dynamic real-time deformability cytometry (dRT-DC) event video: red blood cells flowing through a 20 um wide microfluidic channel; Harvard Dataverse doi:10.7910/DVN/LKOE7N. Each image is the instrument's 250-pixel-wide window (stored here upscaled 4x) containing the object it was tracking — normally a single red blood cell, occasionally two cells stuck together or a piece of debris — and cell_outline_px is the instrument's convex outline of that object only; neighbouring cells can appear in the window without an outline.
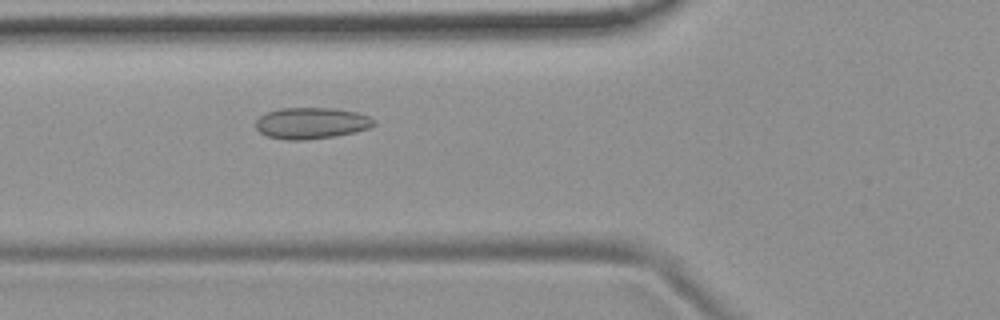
{"species": "common noctule bat (a hibernating species)", "species_latin": "Nyctalus noctula", "temperature_condition": "room temperature", "stored_images_in_passage": 37, "camera_frame_rate_fps": 3000, "um_per_image_px": 0.085, "animal": {"sex": "female", "body_mass_g": 19.9}, "frame": {"image": 1, "passage_image": 3, "time_ms": 0.667, "image_size_px": [1000, 320], "cell_outline_px": [[376, 124], [372, 128], [332, 136], [308, 140], [284, 140], [268, 136], [260, 132], [256, 128], [256, 120], [260, 116], [268, 112], [280, 108], [336, 108], [356, 112], [368, 116], [376, 120]], "centroid_in_image_um": [26.48, 10.46], "position_along_channel_um": 99.3, "area_um2": 21.62}}
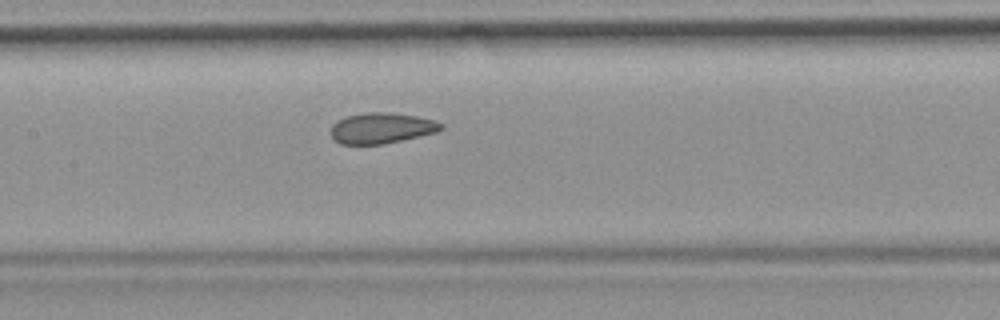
{"frame": {"image": 2, "passage_image": 9, "time_ms": 2.667, "image_size_px": [1000, 320], "cell_outline_px": [[444, 128], [436, 132], [384, 144], [340, 144], [332, 136], [332, 124], [348, 116], [364, 112], [392, 112], [416, 116], [436, 120], [444, 124]], "centroid_in_image_um": [32.48, 10.88], "position_along_channel_um": 174.9, "area_um2": 19.65}}
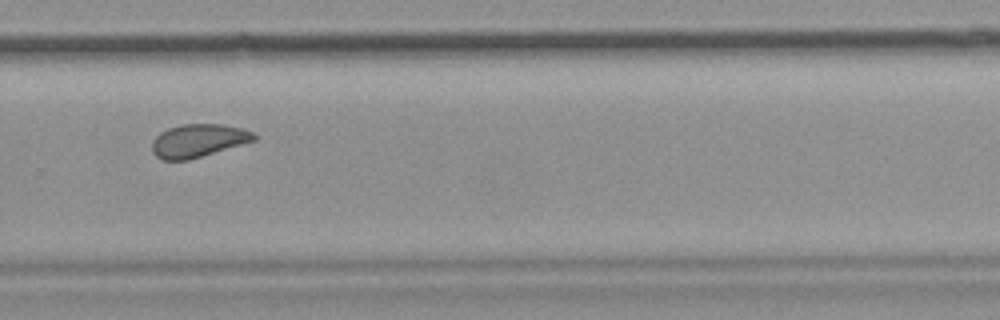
{"frame": {"image": 3, "passage_image": 20, "time_ms": 6.333, "image_size_px": [1000, 320], "cell_outline_px": [[256, 140], [188, 160], [164, 160], [156, 156], [152, 152], [152, 140], [160, 132], [168, 128], [184, 124], [220, 124], [240, 128], [256, 132]], "centroid_in_image_um": [16.84, 11.95], "position_along_channel_um": 313.0, "area_um2": 19.59}}